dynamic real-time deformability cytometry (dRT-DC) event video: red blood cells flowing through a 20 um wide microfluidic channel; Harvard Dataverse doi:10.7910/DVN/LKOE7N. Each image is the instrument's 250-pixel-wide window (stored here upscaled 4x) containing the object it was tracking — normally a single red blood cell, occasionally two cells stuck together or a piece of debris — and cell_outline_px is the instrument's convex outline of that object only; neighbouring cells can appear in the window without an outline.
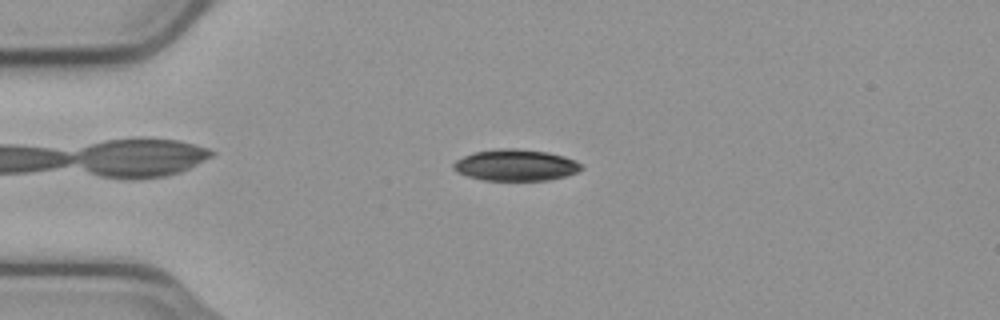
{"species": "common noctule bat (a hibernating species)", "species_latin": "Nyctalus noctula", "temperature_condition": "cold", "stored_images_in_passage": 54, "camera_frame_rate_fps": 3000, "um_per_image_px": 0.085, "animal": {"sex": "male", "body_mass_g": 23.1, "forearm_length_mm": 52.7}, "frame": {"image": 1, "passage_image": 13, "time_ms": 4.0, "image_size_px": [1000, 320], "cell_outline_px": [[584, 168], [576, 172], [564, 176], [548, 180], [484, 180], [468, 176], [456, 172], [452, 168], [452, 164], [456, 160], [472, 152], [496, 148], [516, 148], [548, 152], [564, 156], [576, 160]], "centroid_in_image_um": [43.8, 14.02], "position_along_channel_um": 41.2, "area_um2": 23.52}}
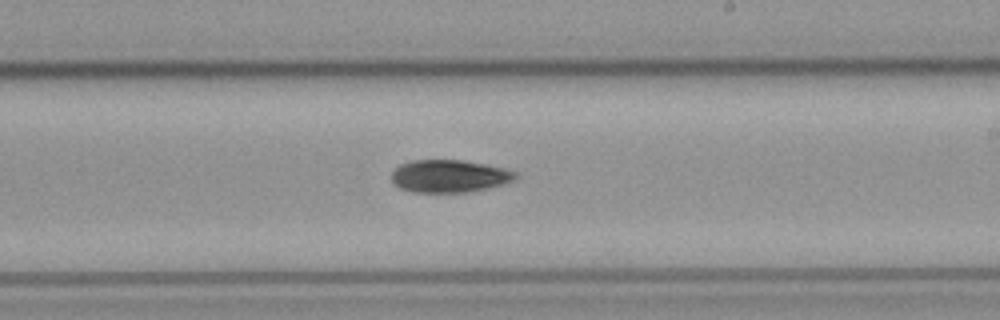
{"frame": {"image": 2, "passage_image": 32, "time_ms": 10.333, "image_size_px": [1000, 320], "cell_outline_px": [[520, 176], [516, 180], [488, 188], [468, 192], [412, 192], [400, 188], [392, 180], [392, 172], [400, 164], [412, 160], [460, 160], [484, 164], [504, 168], [516, 172]], "centroid_in_image_um": [38.22, 14.97], "position_along_channel_um": 250.8, "area_um2": 23.52}}
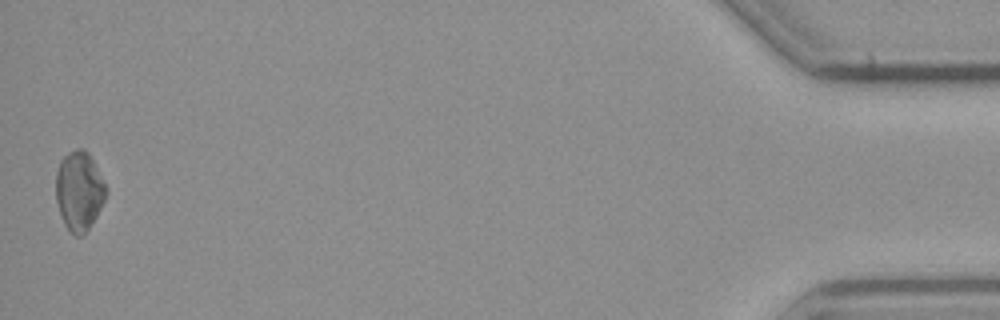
{"frame": {"image": 3, "passage_image": 54, "time_ms": 17.667, "image_size_px": [1000, 320], "cell_outline_px": [[108, 192], [96, 216], [88, 228], [80, 236], [76, 236], [64, 224], [56, 200], [56, 172], [60, 160], [68, 152], [76, 148], [84, 148], [88, 152], [108, 188]], "centroid_in_image_um": [6.73, 16.18], "position_along_channel_um": 428.5, "area_um2": 23.0}, "authors_computed_cell_mechanics": {"area_um2": 23.5246, "velocity_mm_per_s": 3.7465, "shape_relaxation_time_tau1_ms": 4.8486, "shape_relaxation_time_tau2_ms": null, "deformation_change_tau1": 0.1017, "deformation_change_tau2": null}}